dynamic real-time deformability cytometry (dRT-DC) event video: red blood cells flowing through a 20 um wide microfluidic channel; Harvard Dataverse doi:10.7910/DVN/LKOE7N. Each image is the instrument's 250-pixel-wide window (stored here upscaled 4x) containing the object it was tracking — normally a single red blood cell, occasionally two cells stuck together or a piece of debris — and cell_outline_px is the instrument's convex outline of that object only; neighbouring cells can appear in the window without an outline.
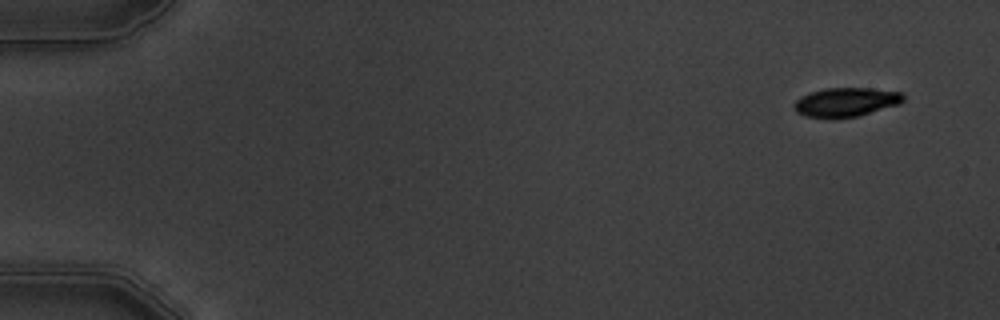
{"species": "common noctule bat (a hibernating species)", "species_latin": "Nyctalus noctula", "temperature_condition": "warm", "stored_images_in_passage": 5, "camera_frame_rate_fps": 3000, "um_per_image_px": 0.085, "animal": {"sex": "male", "body_mass_g": 19.5, "forearm_length_mm": 54.6}, "frame": {"image": 1, "passage_image": 1, "time_ms": 0.0, "image_size_px": [1000, 320], "cell_outline_px": [[904, 100], [900, 104], [860, 116], [836, 120], [828, 120], [804, 116], [796, 112], [796, 100], [800, 96], [824, 88], [868, 88], [904, 92]], "centroid_in_image_um": [71.92, 8.71], "position_along_channel_um": 13.1, "area_um2": 19.02}}
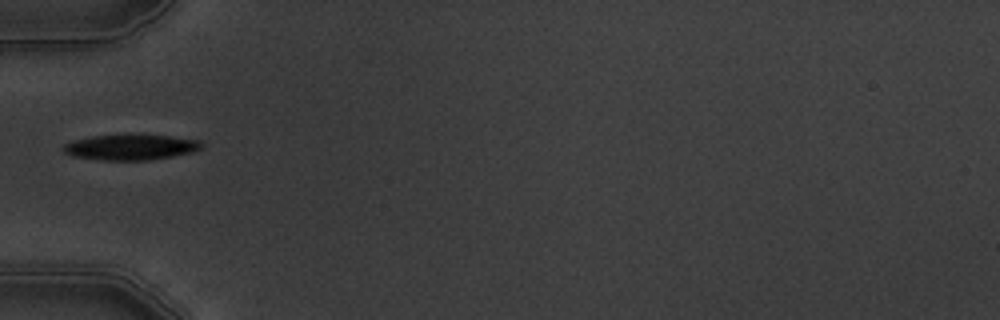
{"frame": {"image": 2, "passage_image": 5, "time_ms": 5.333, "image_size_px": [1000, 320], "cell_outline_px": [[204, 144], [200, 148], [192, 152], [172, 156], [148, 160], [104, 160], [72, 156], [64, 152], [64, 144], [76, 140], [92, 136], [124, 132], [140, 132], [200, 140]], "centroid_in_image_um": [11.14, 12.46], "position_along_channel_um": 73.9, "area_um2": 21.27}}